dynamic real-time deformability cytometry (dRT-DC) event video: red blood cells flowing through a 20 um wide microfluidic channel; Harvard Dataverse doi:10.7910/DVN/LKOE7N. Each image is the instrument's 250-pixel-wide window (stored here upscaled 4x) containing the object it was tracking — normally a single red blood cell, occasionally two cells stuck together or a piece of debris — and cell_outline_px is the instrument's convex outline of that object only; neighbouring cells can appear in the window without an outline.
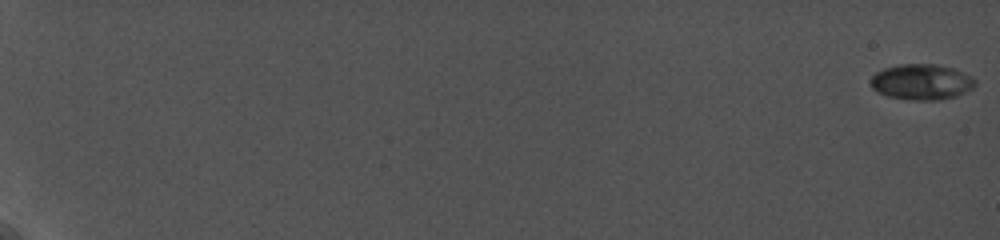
{"species": "common noctule bat (a hibernating species)", "species_latin": "Nyctalus noctula", "temperature_condition": "cold", "stored_images_in_passage": 55, "camera_frame_rate_fps": 5000, "um_per_image_px": 0.085, "animal": {"sex": "female", "body_mass_g": 19.0, "forearm_length_mm": 56.7}, "frame": {"image": 1, "passage_image": 1, "time_ms": 0.0, "image_size_px": [1000, 240], "cell_outline_px": [[976, 84], [972, 88], [956, 96], [940, 100], [908, 100], [888, 96], [876, 92], [872, 88], [872, 76], [876, 72], [884, 68], [900, 64], [936, 64], [952, 68], [972, 76], [976, 80]], "centroid_in_image_um": [78.33, 6.97], "position_along_channel_um": 6.7, "area_um2": 21.73}}
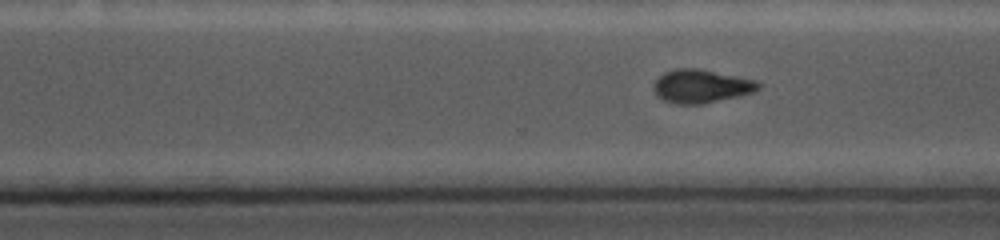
{"frame": {"image": 2, "passage_image": 45, "time_ms": 15.0, "image_size_px": [1000, 240], "cell_outline_px": [[760, 88], [752, 92], [740, 96], [704, 104], [676, 104], [664, 100], [656, 92], [652, 84], [664, 72], [676, 68], [696, 68], [756, 80], [760, 84]], "centroid_in_image_um": [59.61, 7.33], "position_along_channel_um": 311.0, "area_um2": 20.23}}
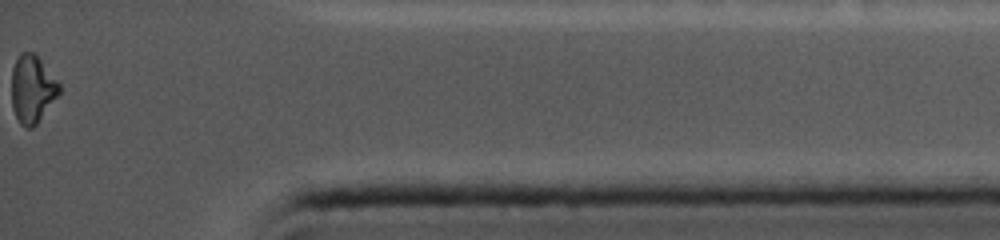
{"frame": {"image": 3, "passage_image": 55, "time_ms": 18.6, "image_size_px": [1000, 240], "cell_outline_px": [[60, 92], [36, 124], [32, 128], [24, 128], [20, 124], [12, 108], [12, 68], [20, 52], [32, 52], [40, 60], [60, 84]], "centroid_in_image_um": [2.72, 7.58], "position_along_channel_um": 432.5, "area_um2": 18.5}, "authors_computed_cell_mechanics": {"area_um2": 20.6924, "velocity_mm_per_s": 3.7724, "shape_relaxation_time_tau1_ms": 8.8294, "shape_relaxation_time_tau2_ms": 0.7239, "deformation_change_tau1": 0.2006, "deformation_change_tau2": 0.0265}}